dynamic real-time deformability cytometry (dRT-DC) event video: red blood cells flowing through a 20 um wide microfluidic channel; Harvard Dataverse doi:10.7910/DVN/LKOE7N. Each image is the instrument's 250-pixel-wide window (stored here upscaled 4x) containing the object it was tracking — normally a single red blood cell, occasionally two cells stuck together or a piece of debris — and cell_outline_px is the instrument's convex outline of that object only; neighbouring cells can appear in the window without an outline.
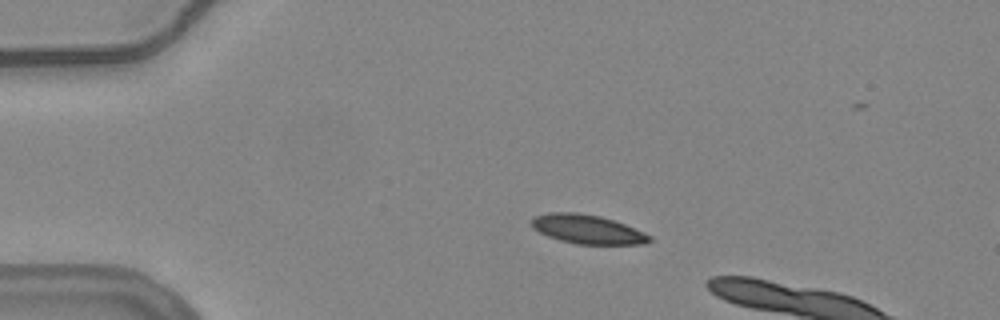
{"species": "common noctule bat (a hibernating species)", "species_latin": "Nyctalus noctula", "temperature_condition": "warm", "stored_images_in_passage": 16, "camera_frame_rate_fps": 3000, "um_per_image_px": 0.085, "animal": {"sex": "female", "body_mass_g": 24.6, "forearm_length_mm": 56.2}, "frame": {"image": 1, "passage_image": 12, "time_ms": 3.667, "image_size_px": [1000, 320], "cell_outline_px": [[652, 240], [644, 244], [576, 244], [560, 240], [548, 236], [532, 228], [532, 220], [536, 216], [548, 212], [576, 212], [600, 216], [624, 224], [644, 232], [652, 236]], "centroid_in_image_um": [49.94, 19.49], "position_along_channel_um": 35.1, "area_um2": 19.83}}